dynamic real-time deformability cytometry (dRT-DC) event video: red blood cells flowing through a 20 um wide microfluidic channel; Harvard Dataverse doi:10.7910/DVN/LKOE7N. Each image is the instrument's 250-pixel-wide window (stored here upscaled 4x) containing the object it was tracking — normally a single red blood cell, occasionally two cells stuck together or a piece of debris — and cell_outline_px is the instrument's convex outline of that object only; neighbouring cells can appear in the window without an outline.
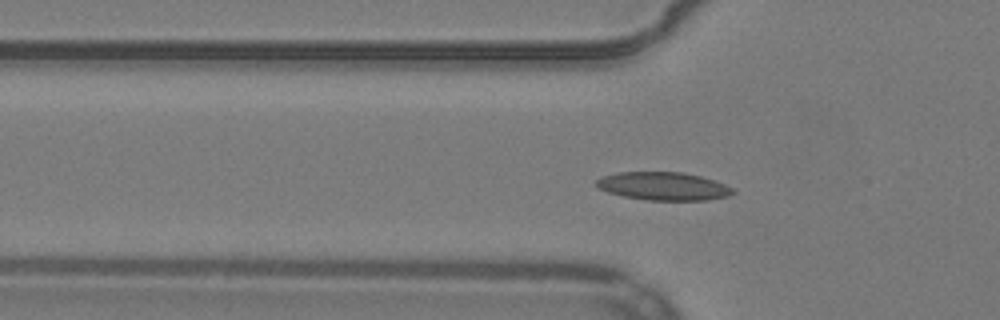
{"species": "common noctule bat (a hibernating species)", "species_latin": "Nyctalus noctula", "temperature_condition": "warm", "stored_images_in_passage": 39, "camera_frame_rate_fps": 3000, "um_per_image_px": 0.085, "animal": {"sex": "male", "body_mass_g": 19.2, "forearm_length_mm": 51.8}, "frame": {"image": 1, "passage_image": 3, "time_ms": 0.667, "image_size_px": [1000, 320], "cell_outline_px": [[736, 192], [728, 196], [708, 200], [644, 200], [624, 196], [608, 192], [596, 188], [592, 184], [596, 180], [604, 176], [620, 172], [684, 172], [700, 176], [724, 184], [732, 188]], "centroid_in_image_um": [56.35, 15.83], "position_along_channel_um": 69.5, "area_um2": 22.43}}
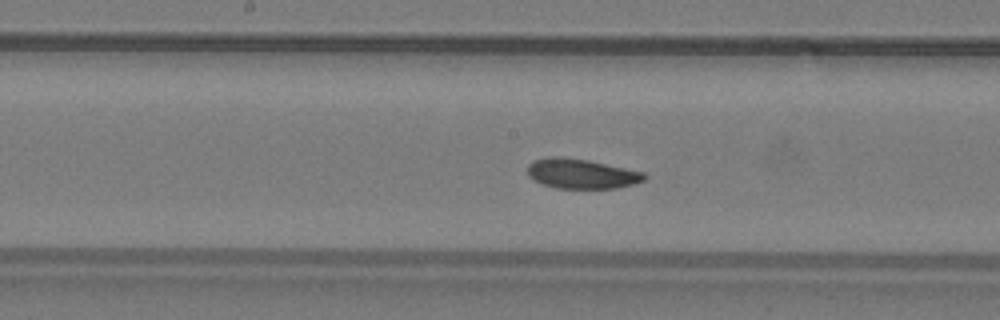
{"frame": {"image": 2, "passage_image": 13, "time_ms": 4.0, "image_size_px": [1000, 320], "cell_outline_px": [[648, 176], [644, 180], [632, 184], [616, 188], [556, 188], [540, 184], [532, 180], [528, 176], [528, 164], [536, 160], [548, 156], [560, 156], [588, 160], [644, 172]], "centroid_in_image_um": [49.39, 14.76], "position_along_channel_um": 198.8, "area_um2": 20.35}}
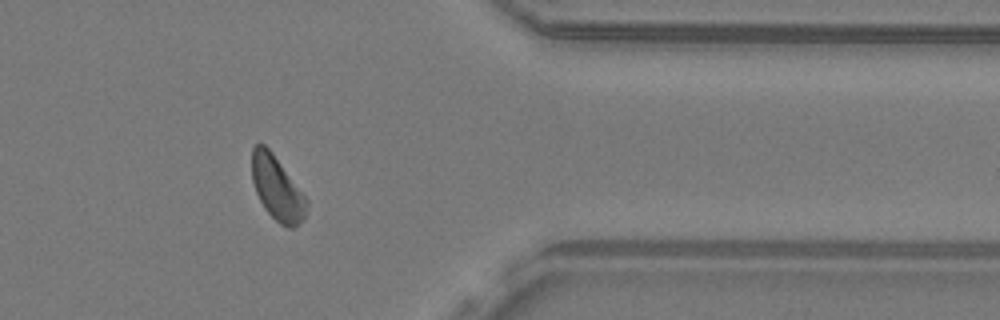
{"frame": {"image": 3, "passage_image": 29, "time_ms": 9.333, "image_size_px": [1000, 320], "cell_outline_px": [[308, 204], [304, 220], [292, 228], [288, 228], [280, 224], [264, 208], [256, 192], [252, 180], [252, 148], [256, 144], [264, 144], [272, 152], [308, 200]], "centroid_in_image_um": [23.56, 16.02], "position_along_channel_um": 387.8, "area_um2": 20.23}, "authors_computed_cell_mechanics": {"area_um2": 20.4612, "velocity_mm_per_s": 3.8609, "shape_relaxation_time_tau1_ms": 3.4998, "shape_relaxation_time_tau2_ms": 3.9996, "deformation_change_tau1": 0.0926, "deformation_change_tau2": 0.0876}}